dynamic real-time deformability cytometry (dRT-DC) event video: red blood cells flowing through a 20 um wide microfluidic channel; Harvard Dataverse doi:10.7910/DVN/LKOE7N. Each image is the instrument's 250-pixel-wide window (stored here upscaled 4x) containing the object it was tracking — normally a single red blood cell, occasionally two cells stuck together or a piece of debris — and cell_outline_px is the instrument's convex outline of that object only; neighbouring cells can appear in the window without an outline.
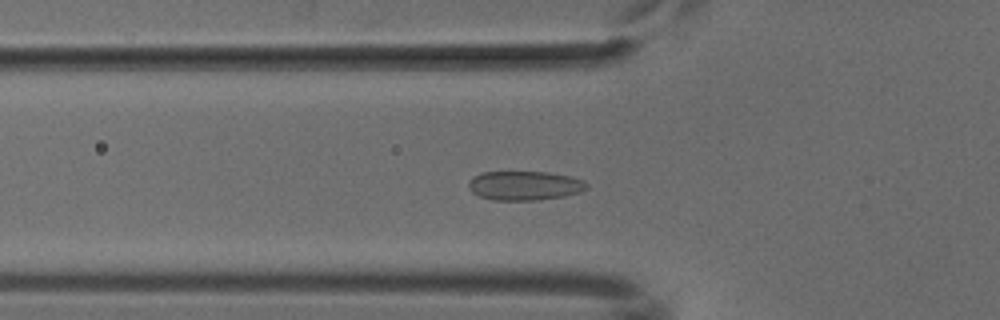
{"species": "common noctule bat (a hibernating species)", "species_latin": "Nyctalus noctula", "temperature_condition": "cold", "stored_images_in_passage": 52, "camera_frame_rate_fps": 3000, "um_per_image_px": 0.085, "animal": {"sex": "male", "body_mass_g": 18.8}, "frame": {"image": 1, "passage_image": 18, "time_ms": 5.667, "image_size_px": [1000, 320], "cell_outline_px": [[588, 188], [580, 192], [564, 196], [540, 200], [492, 200], [480, 196], [472, 192], [468, 188], [468, 180], [480, 172], [548, 172], [568, 176], [584, 180], [588, 184]], "centroid_in_image_um": [44.58, 15.78], "position_along_channel_um": 81.2, "area_um2": 20.23}}
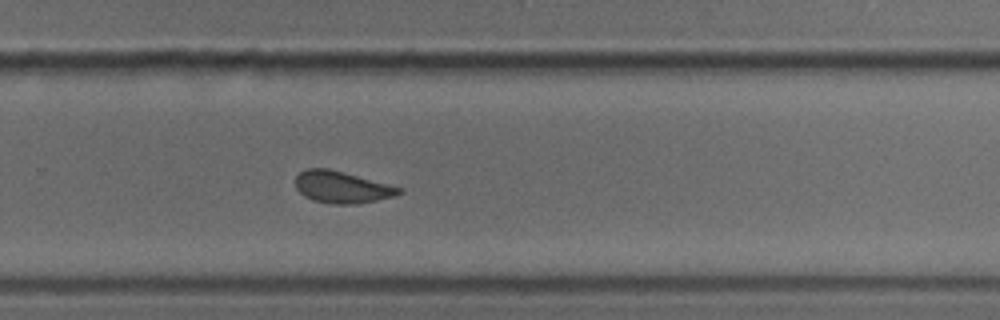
{"frame": {"image": 2, "passage_image": 35, "time_ms": 11.333, "image_size_px": [1000, 320], "cell_outline_px": [[404, 192], [396, 196], [356, 204], [328, 204], [312, 200], [304, 196], [296, 188], [296, 176], [300, 172], [308, 168], [328, 168], [404, 188]], "centroid_in_image_um": [29.08, 15.92], "position_along_channel_um": 300.7, "area_um2": 19.31}}
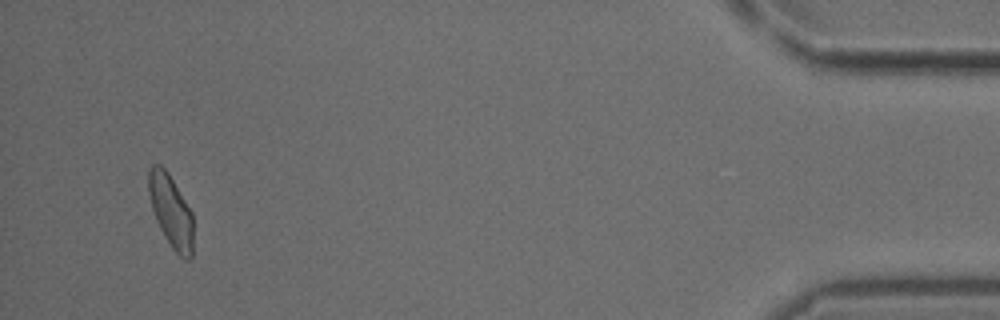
{"frame": {"image": 3, "passage_image": 50, "time_ms": 16.333, "image_size_px": [1000, 320], "cell_outline_px": [[192, 256], [188, 260], [180, 256], [172, 248], [164, 236], [156, 220], [152, 208], [148, 192], [148, 168], [152, 164], [160, 164], [168, 172], [192, 212]], "centroid_in_image_um": [14.51, 17.91], "position_along_channel_um": 420.7, "area_um2": 18.79}}